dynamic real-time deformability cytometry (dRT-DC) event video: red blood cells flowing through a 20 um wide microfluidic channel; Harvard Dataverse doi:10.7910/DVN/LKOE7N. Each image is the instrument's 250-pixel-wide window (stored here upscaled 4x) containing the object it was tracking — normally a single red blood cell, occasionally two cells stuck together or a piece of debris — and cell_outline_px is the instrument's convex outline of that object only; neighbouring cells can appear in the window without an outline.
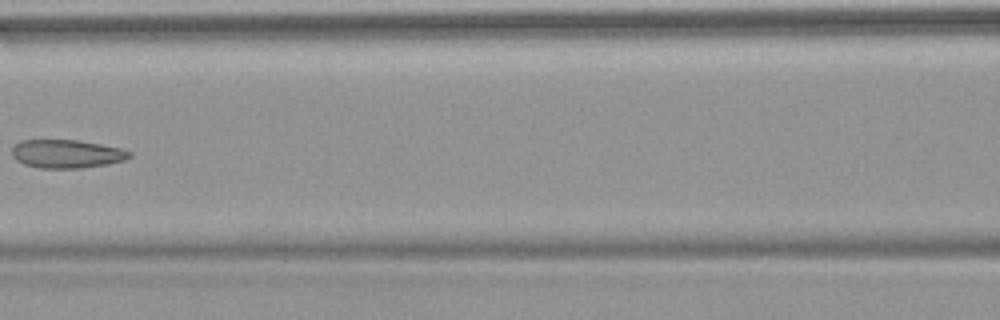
{"species": "common noctule bat (a hibernating species)", "species_latin": "Nyctalus noctula", "temperature_condition": "warm", "stored_images_in_passage": 7, "camera_frame_rate_fps": 3000, "um_per_image_px": 0.085, "animal": {"sex": "female", "body_mass_g": 18.4}, "frame": {"image": 1, "passage_image": 7, "time_ms": 8.0, "image_size_px": [1000, 320], "cell_outline_px": [[132, 156], [124, 160], [108, 164], [80, 168], [40, 168], [24, 164], [16, 160], [12, 156], [12, 148], [20, 140], [76, 140], [100, 144], [120, 148], [132, 152]], "centroid_in_image_um": [5.66, 13.08], "position_along_channel_um": 160.9, "area_um2": 19.42}}